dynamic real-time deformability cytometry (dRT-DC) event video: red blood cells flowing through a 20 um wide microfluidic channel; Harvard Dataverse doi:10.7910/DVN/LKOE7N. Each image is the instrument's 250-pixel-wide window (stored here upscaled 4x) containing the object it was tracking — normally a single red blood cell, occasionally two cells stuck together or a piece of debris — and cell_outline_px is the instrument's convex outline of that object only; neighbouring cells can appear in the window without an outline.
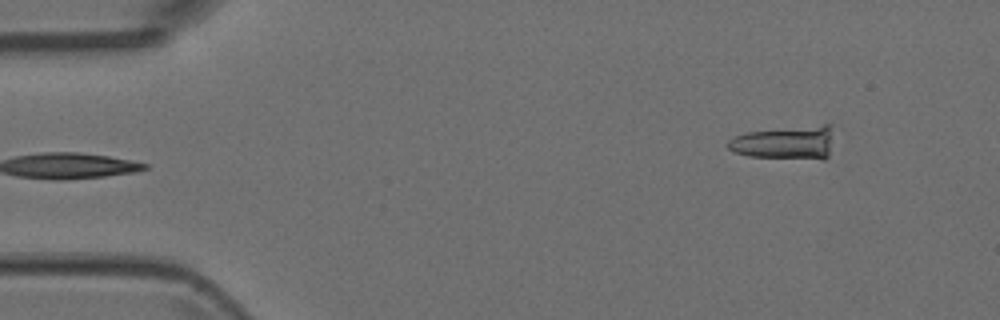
{"species": "Egyptian fruit bat (a non-hibernating species)", "species_latin": "Rousettus aegyptiacus", "temperature_condition": "room temperature", "stored_images_in_passage": 5, "camera_frame_rate_fps": 3000, "um_per_image_px": 0.085, "animal": {"sex": "female"}, "frame": {"image": 1, "passage_image": 5, "time_ms": 1.333, "image_size_px": [1000, 320], "cell_outline_px": [[832, 124], [828, 156], [824, 160], [748, 156], [736, 152], [728, 148], [728, 140], [736, 136], [748, 132], [824, 124]], "centroid_in_image_um": [66.76, 12.14], "position_along_channel_um": 18.2, "area_um2": 20.35}}